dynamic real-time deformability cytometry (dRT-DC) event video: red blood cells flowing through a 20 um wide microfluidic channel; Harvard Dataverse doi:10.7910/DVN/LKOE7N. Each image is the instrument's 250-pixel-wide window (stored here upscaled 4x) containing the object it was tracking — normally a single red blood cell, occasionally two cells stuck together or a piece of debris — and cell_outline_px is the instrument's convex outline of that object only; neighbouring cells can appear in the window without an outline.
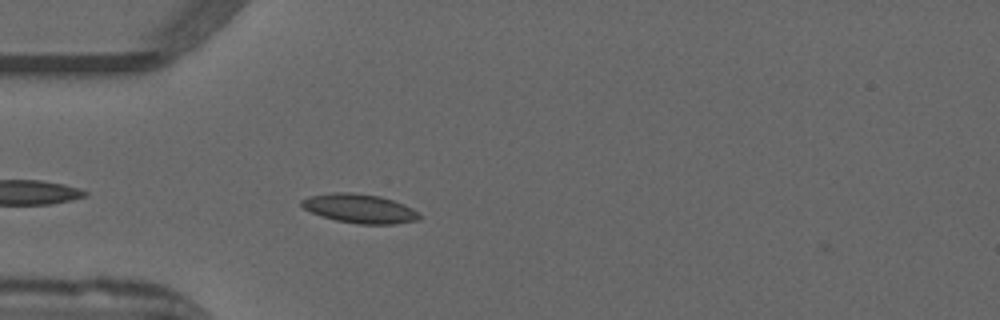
{"species": "common noctule bat (a hibernating species)", "species_latin": "Nyctalus noctula", "temperature_condition": "warm", "stored_images_in_passage": 31, "camera_frame_rate_fps": 3000, "um_per_image_px": 0.085, "animal": {"sex": "male", "forearm_length_mm": 52.5}, "frame": {"image": 1, "passage_image": 1, "time_ms": 0.0, "image_size_px": [1000, 320], "cell_outline_px": [[420, 220], [392, 224], [360, 224], [336, 220], [320, 216], [304, 208], [300, 204], [300, 200], [308, 196], [332, 192], [352, 192], [380, 196], [404, 204], [420, 212]], "centroid_in_image_um": [30.57, 17.72], "position_along_channel_um": 54.4, "area_um2": 20.06}}
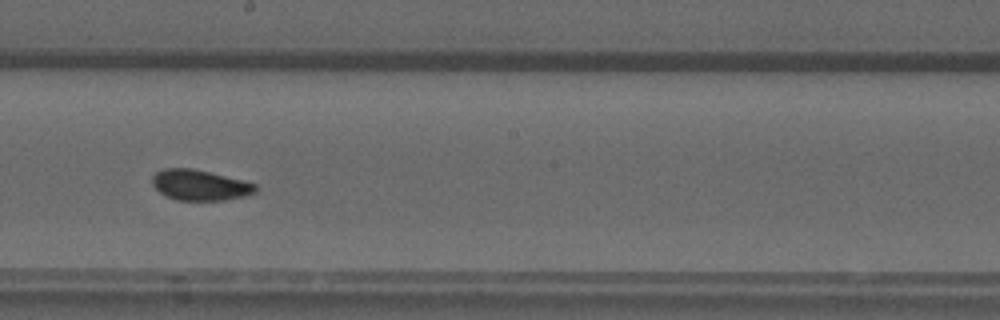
{"frame": {"image": 2, "passage_image": 15, "time_ms": 4.667, "image_size_px": [1000, 320], "cell_outline_px": [[256, 192], [244, 196], [224, 200], [176, 200], [160, 192], [152, 184], [152, 176], [156, 172], [164, 168], [192, 168], [256, 184]], "centroid_in_image_um": [16.96, 15.73], "position_along_channel_um": 231.2, "area_um2": 18.09}}
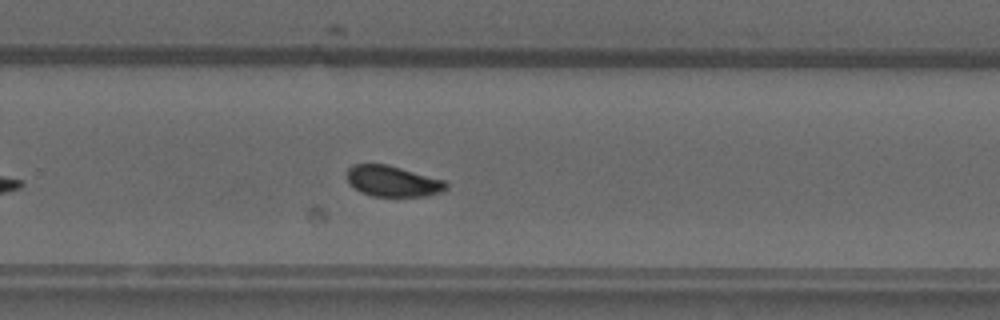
{"frame": {"image": 3, "passage_image": 20, "time_ms": 6.333, "image_size_px": [1000, 320], "cell_outline_px": [[448, 188], [440, 192], [428, 196], [372, 196], [360, 192], [348, 180], [348, 168], [356, 164], [388, 164], [444, 180], [448, 184]], "centroid_in_image_um": [33.42, 15.4], "position_along_channel_um": 296.4, "area_um2": 17.69}, "authors_computed_cell_mechanics": {"area_um2": 18.3804, "velocity_mm_per_s": 3.9387, "shape_relaxation_time_tau1_ms": 10.2449, "shape_relaxation_time_tau2_ms": 1.0956, "deformation_change_tau1": 0.2081, "deformation_change_tau2": 0.0647}}